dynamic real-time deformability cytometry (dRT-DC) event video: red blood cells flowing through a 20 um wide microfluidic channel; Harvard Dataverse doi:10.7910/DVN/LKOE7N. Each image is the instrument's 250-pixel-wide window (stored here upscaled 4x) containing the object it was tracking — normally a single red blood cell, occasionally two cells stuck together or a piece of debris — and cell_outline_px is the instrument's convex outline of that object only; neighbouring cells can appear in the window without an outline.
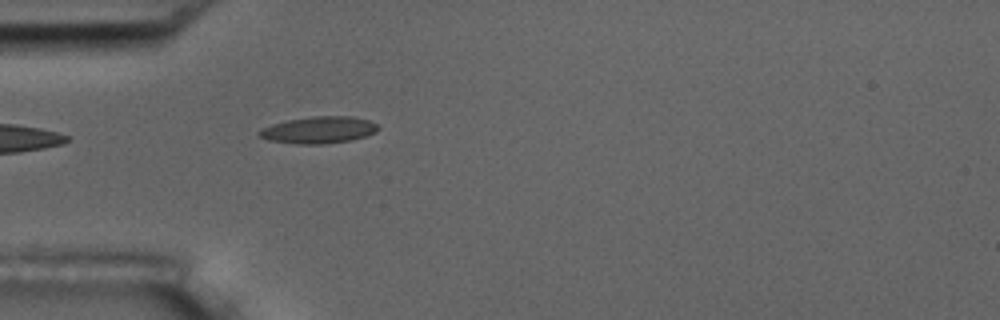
{"species": "common noctule bat (a hibernating species)", "species_latin": "Nyctalus noctula", "temperature_condition": "room temperature", "stored_images_in_passage": 1, "camera_frame_rate_fps": 3000, "um_per_image_px": 0.085, "animal": {"sex": "male", "body_mass_g": 17.5, "forearm_length_mm": 52.3}, "frame": {"image": 1, "passage_image": 1, "time_ms": 0.0, "image_size_px": [1000, 320], "cell_outline_px": [[380, 128], [376, 132], [352, 140], [324, 144], [296, 144], [268, 140], [256, 136], [256, 132], [260, 128], [272, 124], [288, 120], [312, 116], [352, 116], [368, 120], [376, 124]], "centroid_in_image_um": [27.04, 11.05], "position_along_channel_um": 58.0, "area_um2": 18.79}}